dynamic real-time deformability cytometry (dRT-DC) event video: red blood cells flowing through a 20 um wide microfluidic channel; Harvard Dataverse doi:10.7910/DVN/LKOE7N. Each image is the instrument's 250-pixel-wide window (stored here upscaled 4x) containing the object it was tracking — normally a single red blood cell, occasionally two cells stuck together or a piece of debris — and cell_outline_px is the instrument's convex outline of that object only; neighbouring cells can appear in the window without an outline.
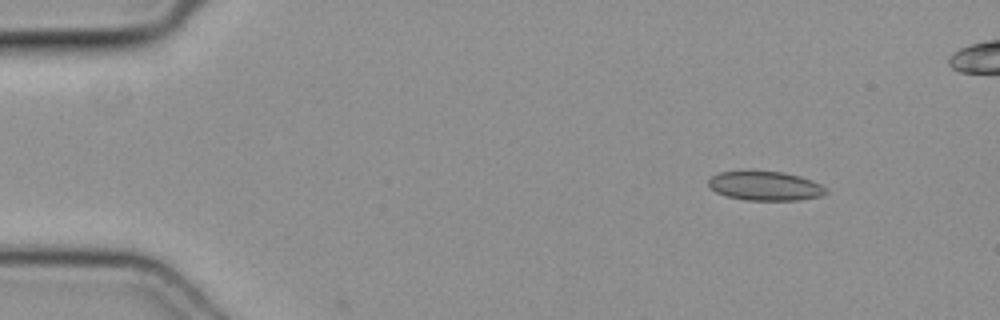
{"species": "common noctule bat (a hibernating species)", "species_latin": "Nyctalus noctula", "temperature_condition": "cold", "stored_images_in_passage": 46, "camera_frame_rate_fps": 3000, "um_per_image_px": 0.085, "animal": {"sex": "female", "body_mass_g": 19.3, "forearm_length_mm": 54.1}, "frame": {"image": 1, "passage_image": 2, "time_ms": 0.333, "image_size_px": [1000, 320], "cell_outline_px": [[828, 192], [820, 196], [796, 200], [744, 200], [724, 196], [716, 192], [708, 184], [708, 180], [712, 176], [720, 172], [784, 172], [800, 176], [820, 184], [828, 188]], "centroid_in_image_um": [65.05, 15.82], "position_along_channel_um": 20.0, "area_um2": 19.77}}
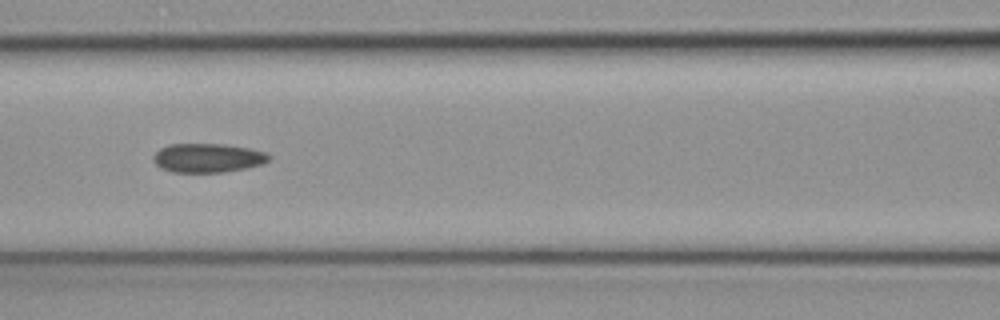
{"frame": {"image": 2, "passage_image": 18, "time_ms": 5.667, "image_size_px": [1000, 320], "cell_outline_px": [[272, 156], [264, 164], [224, 172], [172, 172], [160, 168], [152, 160], [152, 156], [160, 148], [168, 144], [224, 144], [248, 148], [264, 152]], "centroid_in_image_um": [17.63, 13.42], "position_along_channel_um": 149.0, "area_um2": 19.59}}
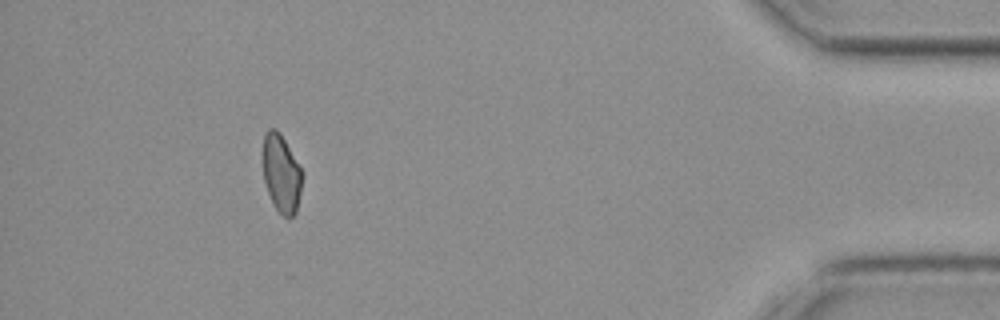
{"frame": {"image": 3, "passage_image": 41, "time_ms": 13.333, "image_size_px": [1000, 320], "cell_outline_px": [[304, 172], [296, 212], [288, 220], [272, 204], [264, 180], [264, 136], [268, 128], [276, 128], [280, 132]], "centroid_in_image_um": [23.94, 14.75], "position_along_channel_um": 411.3, "area_um2": 17.86}}